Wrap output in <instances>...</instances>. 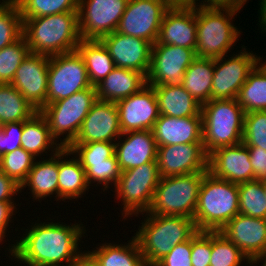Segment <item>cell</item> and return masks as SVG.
I'll list each match as a JSON object with an SVG mask.
<instances>
[{"instance_id": "6da1fadb", "label": "cell", "mask_w": 266, "mask_h": 266, "mask_svg": "<svg viewBox=\"0 0 266 266\" xmlns=\"http://www.w3.org/2000/svg\"><path fill=\"white\" fill-rule=\"evenodd\" d=\"M80 225L83 224L35 223L25 230L20 241L11 245L9 254L27 266H64V262L66 266L75 265L85 255L78 249L85 233Z\"/></svg>"}, {"instance_id": "7a4b0ae2", "label": "cell", "mask_w": 266, "mask_h": 266, "mask_svg": "<svg viewBox=\"0 0 266 266\" xmlns=\"http://www.w3.org/2000/svg\"><path fill=\"white\" fill-rule=\"evenodd\" d=\"M22 36L33 54L52 56L77 50L81 41L78 12L24 18Z\"/></svg>"}, {"instance_id": "3957f363", "label": "cell", "mask_w": 266, "mask_h": 266, "mask_svg": "<svg viewBox=\"0 0 266 266\" xmlns=\"http://www.w3.org/2000/svg\"><path fill=\"white\" fill-rule=\"evenodd\" d=\"M145 213L147 217L134 237L147 266H154L173 247L189 240L198 231L192 218Z\"/></svg>"}, {"instance_id": "277c9868", "label": "cell", "mask_w": 266, "mask_h": 266, "mask_svg": "<svg viewBox=\"0 0 266 266\" xmlns=\"http://www.w3.org/2000/svg\"><path fill=\"white\" fill-rule=\"evenodd\" d=\"M239 214L238 184L208 172L201 183L194 223L198 231L219 232Z\"/></svg>"}, {"instance_id": "5b68a950", "label": "cell", "mask_w": 266, "mask_h": 266, "mask_svg": "<svg viewBox=\"0 0 266 266\" xmlns=\"http://www.w3.org/2000/svg\"><path fill=\"white\" fill-rule=\"evenodd\" d=\"M203 145L215 149L242 142L245 112L237 99L210 100L201 106Z\"/></svg>"}, {"instance_id": "8992f818", "label": "cell", "mask_w": 266, "mask_h": 266, "mask_svg": "<svg viewBox=\"0 0 266 266\" xmlns=\"http://www.w3.org/2000/svg\"><path fill=\"white\" fill-rule=\"evenodd\" d=\"M236 13L230 9H196V57L216 59L227 55L241 32L231 22Z\"/></svg>"}, {"instance_id": "52a82bcc", "label": "cell", "mask_w": 266, "mask_h": 266, "mask_svg": "<svg viewBox=\"0 0 266 266\" xmlns=\"http://www.w3.org/2000/svg\"><path fill=\"white\" fill-rule=\"evenodd\" d=\"M208 172L161 177L147 213L194 219L200 186Z\"/></svg>"}, {"instance_id": "ba28073f", "label": "cell", "mask_w": 266, "mask_h": 266, "mask_svg": "<svg viewBox=\"0 0 266 266\" xmlns=\"http://www.w3.org/2000/svg\"><path fill=\"white\" fill-rule=\"evenodd\" d=\"M97 101L96 87L78 91L67 98L46 104L40 113L46 118L50 133L56 140L65 134L59 144L67 148L77 137L82 122Z\"/></svg>"}, {"instance_id": "9c48e42d", "label": "cell", "mask_w": 266, "mask_h": 266, "mask_svg": "<svg viewBox=\"0 0 266 266\" xmlns=\"http://www.w3.org/2000/svg\"><path fill=\"white\" fill-rule=\"evenodd\" d=\"M160 173L157 162H148L138 167L121 171L115 185L117 198L123 202L122 215H144L150 209L155 189L159 184Z\"/></svg>"}, {"instance_id": "30bf717a", "label": "cell", "mask_w": 266, "mask_h": 266, "mask_svg": "<svg viewBox=\"0 0 266 266\" xmlns=\"http://www.w3.org/2000/svg\"><path fill=\"white\" fill-rule=\"evenodd\" d=\"M91 86L85 61L78 50L50 56L46 104Z\"/></svg>"}, {"instance_id": "8fae6325", "label": "cell", "mask_w": 266, "mask_h": 266, "mask_svg": "<svg viewBox=\"0 0 266 266\" xmlns=\"http://www.w3.org/2000/svg\"><path fill=\"white\" fill-rule=\"evenodd\" d=\"M128 0H78L81 39L101 40L116 31Z\"/></svg>"}, {"instance_id": "7c38bea8", "label": "cell", "mask_w": 266, "mask_h": 266, "mask_svg": "<svg viewBox=\"0 0 266 266\" xmlns=\"http://www.w3.org/2000/svg\"><path fill=\"white\" fill-rule=\"evenodd\" d=\"M243 47L228 60L225 56L215 59L211 100L237 99L248 74L259 63V57Z\"/></svg>"}, {"instance_id": "4fadbf2b", "label": "cell", "mask_w": 266, "mask_h": 266, "mask_svg": "<svg viewBox=\"0 0 266 266\" xmlns=\"http://www.w3.org/2000/svg\"><path fill=\"white\" fill-rule=\"evenodd\" d=\"M195 58V48L154 43L147 84H182L183 76Z\"/></svg>"}, {"instance_id": "5bb4252c", "label": "cell", "mask_w": 266, "mask_h": 266, "mask_svg": "<svg viewBox=\"0 0 266 266\" xmlns=\"http://www.w3.org/2000/svg\"><path fill=\"white\" fill-rule=\"evenodd\" d=\"M167 9L162 0H128L116 31L142 38L153 45Z\"/></svg>"}, {"instance_id": "9a60e30c", "label": "cell", "mask_w": 266, "mask_h": 266, "mask_svg": "<svg viewBox=\"0 0 266 266\" xmlns=\"http://www.w3.org/2000/svg\"><path fill=\"white\" fill-rule=\"evenodd\" d=\"M208 157L203 143L158 146L157 165L160 177L206 172Z\"/></svg>"}, {"instance_id": "2e32d148", "label": "cell", "mask_w": 266, "mask_h": 266, "mask_svg": "<svg viewBox=\"0 0 266 266\" xmlns=\"http://www.w3.org/2000/svg\"><path fill=\"white\" fill-rule=\"evenodd\" d=\"M122 133L151 130L160 116L154 87L144 86L140 91L116 102Z\"/></svg>"}, {"instance_id": "e0dca14e", "label": "cell", "mask_w": 266, "mask_h": 266, "mask_svg": "<svg viewBox=\"0 0 266 266\" xmlns=\"http://www.w3.org/2000/svg\"><path fill=\"white\" fill-rule=\"evenodd\" d=\"M50 56L30 53L15 72L11 85L38 111L46 105Z\"/></svg>"}, {"instance_id": "ac0fdd59", "label": "cell", "mask_w": 266, "mask_h": 266, "mask_svg": "<svg viewBox=\"0 0 266 266\" xmlns=\"http://www.w3.org/2000/svg\"><path fill=\"white\" fill-rule=\"evenodd\" d=\"M101 41L108 49L115 67L139 71L147 77L152 52L149 41L117 31L104 36Z\"/></svg>"}, {"instance_id": "d6986e66", "label": "cell", "mask_w": 266, "mask_h": 266, "mask_svg": "<svg viewBox=\"0 0 266 266\" xmlns=\"http://www.w3.org/2000/svg\"><path fill=\"white\" fill-rule=\"evenodd\" d=\"M121 135L116 103L97 100L82 122L72 144L116 142Z\"/></svg>"}, {"instance_id": "ffe728a7", "label": "cell", "mask_w": 266, "mask_h": 266, "mask_svg": "<svg viewBox=\"0 0 266 266\" xmlns=\"http://www.w3.org/2000/svg\"><path fill=\"white\" fill-rule=\"evenodd\" d=\"M208 171L214 177L234 184L254 180L249 150L243 142L211 152L208 157Z\"/></svg>"}, {"instance_id": "44dd1931", "label": "cell", "mask_w": 266, "mask_h": 266, "mask_svg": "<svg viewBox=\"0 0 266 266\" xmlns=\"http://www.w3.org/2000/svg\"><path fill=\"white\" fill-rule=\"evenodd\" d=\"M254 264L266 251V219L237 214L220 231Z\"/></svg>"}, {"instance_id": "7402d4cb", "label": "cell", "mask_w": 266, "mask_h": 266, "mask_svg": "<svg viewBox=\"0 0 266 266\" xmlns=\"http://www.w3.org/2000/svg\"><path fill=\"white\" fill-rule=\"evenodd\" d=\"M122 136H126L125 140H121ZM157 148L151 130L122 133L121 138L115 142V154L120 170L125 171L148 162H157Z\"/></svg>"}, {"instance_id": "603a6c76", "label": "cell", "mask_w": 266, "mask_h": 266, "mask_svg": "<svg viewBox=\"0 0 266 266\" xmlns=\"http://www.w3.org/2000/svg\"><path fill=\"white\" fill-rule=\"evenodd\" d=\"M196 9L168 8L155 43L196 48Z\"/></svg>"}, {"instance_id": "cb8c5ba5", "label": "cell", "mask_w": 266, "mask_h": 266, "mask_svg": "<svg viewBox=\"0 0 266 266\" xmlns=\"http://www.w3.org/2000/svg\"><path fill=\"white\" fill-rule=\"evenodd\" d=\"M157 147L203 143L202 116L170 117L160 115L152 129Z\"/></svg>"}, {"instance_id": "d4e9b609", "label": "cell", "mask_w": 266, "mask_h": 266, "mask_svg": "<svg viewBox=\"0 0 266 266\" xmlns=\"http://www.w3.org/2000/svg\"><path fill=\"white\" fill-rule=\"evenodd\" d=\"M147 85V77L139 72L115 67L96 87L97 100L118 102Z\"/></svg>"}, {"instance_id": "484cf974", "label": "cell", "mask_w": 266, "mask_h": 266, "mask_svg": "<svg viewBox=\"0 0 266 266\" xmlns=\"http://www.w3.org/2000/svg\"><path fill=\"white\" fill-rule=\"evenodd\" d=\"M153 87L160 115L177 118L202 116V105L184 89L182 84H164Z\"/></svg>"}, {"instance_id": "4316f807", "label": "cell", "mask_w": 266, "mask_h": 266, "mask_svg": "<svg viewBox=\"0 0 266 266\" xmlns=\"http://www.w3.org/2000/svg\"><path fill=\"white\" fill-rule=\"evenodd\" d=\"M71 154L68 147L58 151V200L62 201L79 198L89 189L85 169L77 157L68 159V155Z\"/></svg>"}, {"instance_id": "83f0119b", "label": "cell", "mask_w": 266, "mask_h": 266, "mask_svg": "<svg viewBox=\"0 0 266 266\" xmlns=\"http://www.w3.org/2000/svg\"><path fill=\"white\" fill-rule=\"evenodd\" d=\"M85 254L98 266H147L133 236L126 244L104 243Z\"/></svg>"}, {"instance_id": "f1b7e54d", "label": "cell", "mask_w": 266, "mask_h": 266, "mask_svg": "<svg viewBox=\"0 0 266 266\" xmlns=\"http://www.w3.org/2000/svg\"><path fill=\"white\" fill-rule=\"evenodd\" d=\"M58 152L50 159L34 161L33 167L28 173L26 180L21 184L20 190L28 186L33 199H44L49 195H56L58 198Z\"/></svg>"}, {"instance_id": "f546056e", "label": "cell", "mask_w": 266, "mask_h": 266, "mask_svg": "<svg viewBox=\"0 0 266 266\" xmlns=\"http://www.w3.org/2000/svg\"><path fill=\"white\" fill-rule=\"evenodd\" d=\"M59 140H55L51 133L46 118L37 111L31 118L24 121L21 136V148L28 151L35 158L43 152L56 154L61 148ZM57 143V144H56ZM55 145V146H54ZM52 148V149H50Z\"/></svg>"}, {"instance_id": "4dcf8cb0", "label": "cell", "mask_w": 266, "mask_h": 266, "mask_svg": "<svg viewBox=\"0 0 266 266\" xmlns=\"http://www.w3.org/2000/svg\"><path fill=\"white\" fill-rule=\"evenodd\" d=\"M215 59L196 57L187 68L182 85L201 105L211 100Z\"/></svg>"}, {"instance_id": "1f68e13d", "label": "cell", "mask_w": 266, "mask_h": 266, "mask_svg": "<svg viewBox=\"0 0 266 266\" xmlns=\"http://www.w3.org/2000/svg\"><path fill=\"white\" fill-rule=\"evenodd\" d=\"M77 50L82 55L92 86L99 84L114 68V61L101 40L81 39Z\"/></svg>"}, {"instance_id": "d6a6232c", "label": "cell", "mask_w": 266, "mask_h": 266, "mask_svg": "<svg viewBox=\"0 0 266 266\" xmlns=\"http://www.w3.org/2000/svg\"><path fill=\"white\" fill-rule=\"evenodd\" d=\"M36 110L11 84H0V126L26 121Z\"/></svg>"}, {"instance_id": "836d02e7", "label": "cell", "mask_w": 266, "mask_h": 266, "mask_svg": "<svg viewBox=\"0 0 266 266\" xmlns=\"http://www.w3.org/2000/svg\"><path fill=\"white\" fill-rule=\"evenodd\" d=\"M238 104L245 113L266 111V70L257 64L248 74L237 96Z\"/></svg>"}, {"instance_id": "e575fe53", "label": "cell", "mask_w": 266, "mask_h": 266, "mask_svg": "<svg viewBox=\"0 0 266 266\" xmlns=\"http://www.w3.org/2000/svg\"><path fill=\"white\" fill-rule=\"evenodd\" d=\"M0 50L19 40L23 34V20L15 0L0 2Z\"/></svg>"}, {"instance_id": "d590c367", "label": "cell", "mask_w": 266, "mask_h": 266, "mask_svg": "<svg viewBox=\"0 0 266 266\" xmlns=\"http://www.w3.org/2000/svg\"><path fill=\"white\" fill-rule=\"evenodd\" d=\"M239 214L266 219V198L261 181L252 180L238 184Z\"/></svg>"}, {"instance_id": "8d00e7d4", "label": "cell", "mask_w": 266, "mask_h": 266, "mask_svg": "<svg viewBox=\"0 0 266 266\" xmlns=\"http://www.w3.org/2000/svg\"><path fill=\"white\" fill-rule=\"evenodd\" d=\"M21 18L43 17L64 12H78V0H15Z\"/></svg>"}, {"instance_id": "74e56055", "label": "cell", "mask_w": 266, "mask_h": 266, "mask_svg": "<svg viewBox=\"0 0 266 266\" xmlns=\"http://www.w3.org/2000/svg\"><path fill=\"white\" fill-rule=\"evenodd\" d=\"M250 265L248 257L220 232H212L210 266H240L243 260Z\"/></svg>"}, {"instance_id": "f35d334b", "label": "cell", "mask_w": 266, "mask_h": 266, "mask_svg": "<svg viewBox=\"0 0 266 266\" xmlns=\"http://www.w3.org/2000/svg\"><path fill=\"white\" fill-rule=\"evenodd\" d=\"M30 53L23 36L0 50V84H11L16 70Z\"/></svg>"}, {"instance_id": "ab89813d", "label": "cell", "mask_w": 266, "mask_h": 266, "mask_svg": "<svg viewBox=\"0 0 266 266\" xmlns=\"http://www.w3.org/2000/svg\"><path fill=\"white\" fill-rule=\"evenodd\" d=\"M35 160L34 156L20 147L0 157V170L21 186Z\"/></svg>"}, {"instance_id": "60d3db41", "label": "cell", "mask_w": 266, "mask_h": 266, "mask_svg": "<svg viewBox=\"0 0 266 266\" xmlns=\"http://www.w3.org/2000/svg\"><path fill=\"white\" fill-rule=\"evenodd\" d=\"M68 149L80 161L81 165L106 162L115 154V142H90L83 144H71Z\"/></svg>"}, {"instance_id": "b9f144b4", "label": "cell", "mask_w": 266, "mask_h": 266, "mask_svg": "<svg viewBox=\"0 0 266 266\" xmlns=\"http://www.w3.org/2000/svg\"><path fill=\"white\" fill-rule=\"evenodd\" d=\"M85 169L86 179L89 184L97 182L103 184L104 190H108L110 183L115 185L119 181L121 170L117 162L116 154L108 158L106 162L92 163V165H81Z\"/></svg>"}, {"instance_id": "7bdbcfd3", "label": "cell", "mask_w": 266, "mask_h": 266, "mask_svg": "<svg viewBox=\"0 0 266 266\" xmlns=\"http://www.w3.org/2000/svg\"><path fill=\"white\" fill-rule=\"evenodd\" d=\"M242 142L266 151V111L245 113Z\"/></svg>"}, {"instance_id": "ee69618b", "label": "cell", "mask_w": 266, "mask_h": 266, "mask_svg": "<svg viewBox=\"0 0 266 266\" xmlns=\"http://www.w3.org/2000/svg\"><path fill=\"white\" fill-rule=\"evenodd\" d=\"M212 251V232L197 231L192 236V266H210Z\"/></svg>"}, {"instance_id": "f6af8a7d", "label": "cell", "mask_w": 266, "mask_h": 266, "mask_svg": "<svg viewBox=\"0 0 266 266\" xmlns=\"http://www.w3.org/2000/svg\"><path fill=\"white\" fill-rule=\"evenodd\" d=\"M24 121L0 126V157L21 147Z\"/></svg>"}, {"instance_id": "bcb514c9", "label": "cell", "mask_w": 266, "mask_h": 266, "mask_svg": "<svg viewBox=\"0 0 266 266\" xmlns=\"http://www.w3.org/2000/svg\"><path fill=\"white\" fill-rule=\"evenodd\" d=\"M192 237L180 244H177L172 250L160 259L154 266H192Z\"/></svg>"}, {"instance_id": "7dc6e473", "label": "cell", "mask_w": 266, "mask_h": 266, "mask_svg": "<svg viewBox=\"0 0 266 266\" xmlns=\"http://www.w3.org/2000/svg\"><path fill=\"white\" fill-rule=\"evenodd\" d=\"M250 162L253 169L254 180L266 179V151L261 147L247 146Z\"/></svg>"}, {"instance_id": "c3c4849f", "label": "cell", "mask_w": 266, "mask_h": 266, "mask_svg": "<svg viewBox=\"0 0 266 266\" xmlns=\"http://www.w3.org/2000/svg\"><path fill=\"white\" fill-rule=\"evenodd\" d=\"M19 192L20 185L0 170V202H12V196Z\"/></svg>"}, {"instance_id": "681fc988", "label": "cell", "mask_w": 266, "mask_h": 266, "mask_svg": "<svg viewBox=\"0 0 266 266\" xmlns=\"http://www.w3.org/2000/svg\"><path fill=\"white\" fill-rule=\"evenodd\" d=\"M246 2L247 0H202L200 2V7L210 9H230L239 12Z\"/></svg>"}, {"instance_id": "f907efd6", "label": "cell", "mask_w": 266, "mask_h": 266, "mask_svg": "<svg viewBox=\"0 0 266 266\" xmlns=\"http://www.w3.org/2000/svg\"><path fill=\"white\" fill-rule=\"evenodd\" d=\"M13 202H0V243L5 237L9 222H11V216L14 214L15 206Z\"/></svg>"}, {"instance_id": "816d5d0a", "label": "cell", "mask_w": 266, "mask_h": 266, "mask_svg": "<svg viewBox=\"0 0 266 266\" xmlns=\"http://www.w3.org/2000/svg\"><path fill=\"white\" fill-rule=\"evenodd\" d=\"M168 8L180 9H197L200 5H196L198 0H162ZM198 6V7H197Z\"/></svg>"}, {"instance_id": "f5cc1de1", "label": "cell", "mask_w": 266, "mask_h": 266, "mask_svg": "<svg viewBox=\"0 0 266 266\" xmlns=\"http://www.w3.org/2000/svg\"><path fill=\"white\" fill-rule=\"evenodd\" d=\"M261 3V4H260ZM259 3L260 5V17H259V21L260 22V28L262 29L263 32H266V0H261V2Z\"/></svg>"}, {"instance_id": "db71d44e", "label": "cell", "mask_w": 266, "mask_h": 266, "mask_svg": "<svg viewBox=\"0 0 266 266\" xmlns=\"http://www.w3.org/2000/svg\"><path fill=\"white\" fill-rule=\"evenodd\" d=\"M85 266H98L85 254Z\"/></svg>"}, {"instance_id": "11a10c76", "label": "cell", "mask_w": 266, "mask_h": 266, "mask_svg": "<svg viewBox=\"0 0 266 266\" xmlns=\"http://www.w3.org/2000/svg\"><path fill=\"white\" fill-rule=\"evenodd\" d=\"M261 259H262V261L264 260V262H262V263H264L262 266H266V251L254 263L257 264V262H260Z\"/></svg>"}, {"instance_id": "9f6ffc18", "label": "cell", "mask_w": 266, "mask_h": 266, "mask_svg": "<svg viewBox=\"0 0 266 266\" xmlns=\"http://www.w3.org/2000/svg\"><path fill=\"white\" fill-rule=\"evenodd\" d=\"M72 266H85V255L80 259L79 263Z\"/></svg>"}, {"instance_id": "6f0895ef", "label": "cell", "mask_w": 266, "mask_h": 266, "mask_svg": "<svg viewBox=\"0 0 266 266\" xmlns=\"http://www.w3.org/2000/svg\"><path fill=\"white\" fill-rule=\"evenodd\" d=\"M261 184H262V187H263L264 196L266 198V179L261 180Z\"/></svg>"}, {"instance_id": "680465c9", "label": "cell", "mask_w": 266, "mask_h": 266, "mask_svg": "<svg viewBox=\"0 0 266 266\" xmlns=\"http://www.w3.org/2000/svg\"><path fill=\"white\" fill-rule=\"evenodd\" d=\"M258 57H259V64H262L261 66L266 70V62L260 63V61H262L260 59H263V58H260V56H258Z\"/></svg>"}]
</instances>
